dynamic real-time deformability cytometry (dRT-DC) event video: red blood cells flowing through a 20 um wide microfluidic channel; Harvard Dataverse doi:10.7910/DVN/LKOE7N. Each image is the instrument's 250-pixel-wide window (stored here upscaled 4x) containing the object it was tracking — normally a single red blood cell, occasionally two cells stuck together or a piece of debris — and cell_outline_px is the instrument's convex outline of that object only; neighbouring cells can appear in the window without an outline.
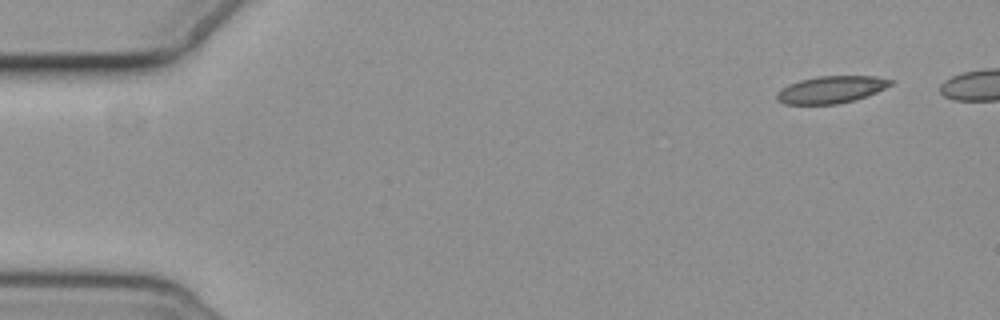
{"species": "common noctule bat (a hibernating species)", "species_latin": "Nyctalus noctula", "temperature_condition": "cold", "stored_images_in_passage": 6, "camera_frame_rate_fps": 3000, "um_per_image_px": 0.085, "animal": {"sex": "female", "body_mass_g": 19.3, "forearm_length_mm": 54.1}, "frame": {"image": 1, "passage_image": 1, "time_ms": 0.0, "image_size_px": [1000, 320], "cell_outline_px": [[892, 84], [868, 96], [856, 100], [836, 104], [784, 104], [776, 100], [776, 92], [788, 84], [800, 80], [816, 76], [876, 76], [892, 80]], "centroid_in_image_um": [70.62, 7.62], "position_along_channel_um": 14.4, "area_um2": 18.09}}
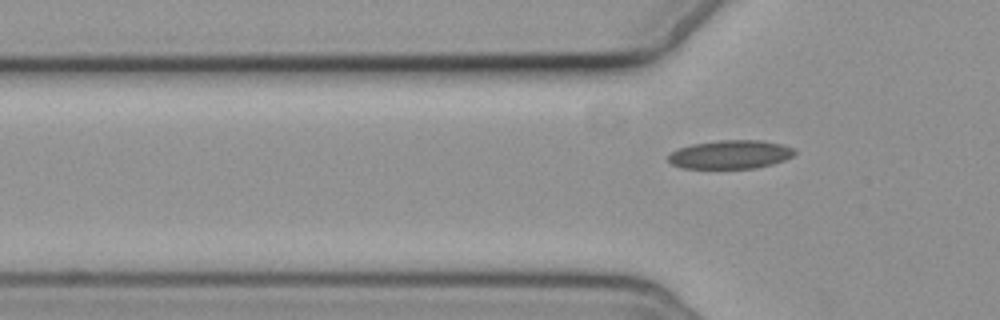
{"frame": {"image": 2, "passage_image": 6, "time_ms": 7.0, "image_size_px": [1000, 320], "cell_outline_px": [[796, 152], [792, 156], [784, 160], [772, 164], [756, 168], [680, 168], [672, 164], [668, 160], [668, 156], [672, 152], [680, 148], [692, 144], [720, 140], [760, 140], [780, 144], [792, 148]], "centroid_in_image_um": [62.07, 13.13], "position_along_channel_um": 63.7, "area_um2": 20.87}}